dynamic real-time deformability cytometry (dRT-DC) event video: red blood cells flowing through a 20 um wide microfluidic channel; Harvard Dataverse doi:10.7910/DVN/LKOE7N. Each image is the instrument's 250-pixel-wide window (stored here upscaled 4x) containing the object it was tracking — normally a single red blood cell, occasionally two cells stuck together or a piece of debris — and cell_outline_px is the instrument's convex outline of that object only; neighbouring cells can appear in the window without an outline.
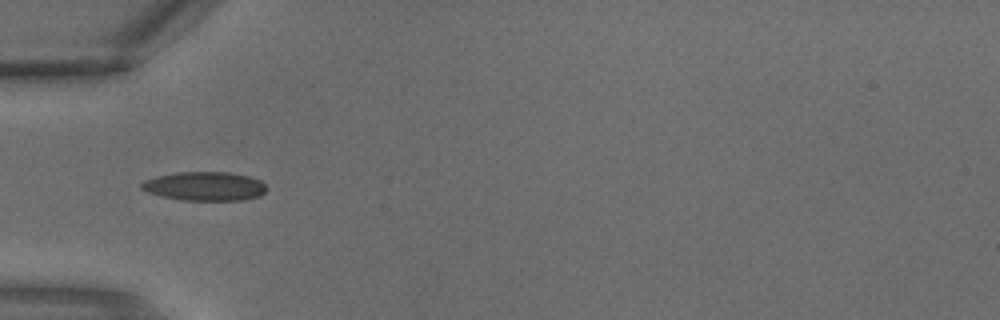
{"species": "common noctule bat (a hibernating species)", "species_latin": "Nyctalus noctula", "temperature_condition": "warm", "stored_images_in_passage": 3, "camera_frame_rate_fps": 3000, "um_per_image_px": 0.085, "animal": {"sex": "male", "body_mass_g": 18.8}, "frame": {"image": 1, "passage_image": 3, "time_ms": 0.667, "image_size_px": [1000, 320], "cell_outline_px": [[268, 188], [260, 196], [244, 200], [180, 200], [160, 196], [148, 192], [140, 188], [140, 184], [144, 180], [156, 176], [176, 172], [228, 172], [248, 176], [260, 180]], "centroid_in_image_um": [17.39, 15.83], "position_along_channel_um": 67.6, "area_um2": 21.21}}